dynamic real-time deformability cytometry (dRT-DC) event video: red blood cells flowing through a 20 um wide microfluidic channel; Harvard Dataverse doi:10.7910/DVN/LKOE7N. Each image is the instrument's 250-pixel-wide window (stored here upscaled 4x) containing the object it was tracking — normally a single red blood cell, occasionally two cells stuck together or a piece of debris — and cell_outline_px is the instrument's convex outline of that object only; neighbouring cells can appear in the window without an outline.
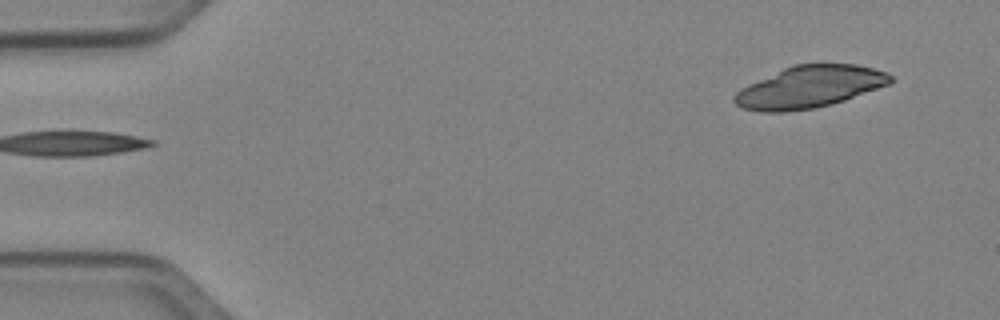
{"species": "Egyptian fruit bat (a non-hibernating species)", "species_latin": "Rousettus aegyptiacus", "temperature_condition": "cold", "stored_images_in_passage": 47, "camera_frame_rate_fps": 3000, "um_per_image_px": 0.085, "animal": {"sex": "female"}, "frame": {"image": 1, "passage_image": 1, "time_ms": 0.0, "image_size_px": [1000, 320], "cell_outline_px": [[892, 80], [888, 84], [844, 100], [832, 104], [816, 108], [788, 112], [760, 112], [744, 108], [736, 104], [732, 100], [732, 96], [736, 92], [748, 84], [792, 64], [856, 64], [888, 72], [892, 76]], "centroid_in_image_um": [68.78, 7.39], "position_along_channel_um": 16.2, "area_um2": 38.09}}